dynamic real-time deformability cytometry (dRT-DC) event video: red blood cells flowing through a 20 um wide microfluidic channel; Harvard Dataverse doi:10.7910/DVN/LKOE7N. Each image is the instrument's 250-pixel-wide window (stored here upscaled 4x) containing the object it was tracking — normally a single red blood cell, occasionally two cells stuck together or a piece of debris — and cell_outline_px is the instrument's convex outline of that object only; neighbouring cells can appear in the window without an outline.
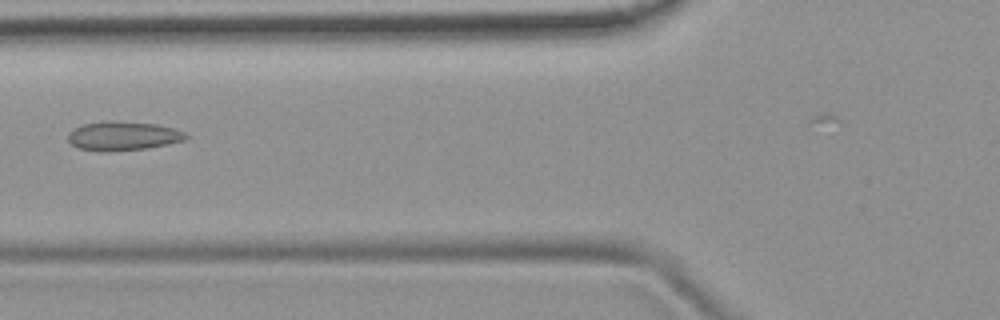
{"species": "common noctule bat (a hibernating species)", "species_latin": "Nyctalus noctula", "temperature_condition": "room temperature", "stored_images_in_passage": 6, "camera_frame_rate_fps": 3000, "um_per_image_px": 0.085, "animal": {"sex": "female", "body_mass_g": 19.9}, "frame": {"image": 1, "passage_image": 5, "time_ms": 4.667, "image_size_px": [1000, 320], "cell_outline_px": [[188, 136], [184, 140], [168, 144], [148, 148], [108, 152], [100, 152], [76, 148], [68, 140], [68, 132], [72, 128], [84, 124], [108, 120], [156, 124], [172, 128], [184, 132]], "centroid_in_image_um": [10.4, 11.56], "position_along_channel_um": 115.4, "area_um2": 20.11}}